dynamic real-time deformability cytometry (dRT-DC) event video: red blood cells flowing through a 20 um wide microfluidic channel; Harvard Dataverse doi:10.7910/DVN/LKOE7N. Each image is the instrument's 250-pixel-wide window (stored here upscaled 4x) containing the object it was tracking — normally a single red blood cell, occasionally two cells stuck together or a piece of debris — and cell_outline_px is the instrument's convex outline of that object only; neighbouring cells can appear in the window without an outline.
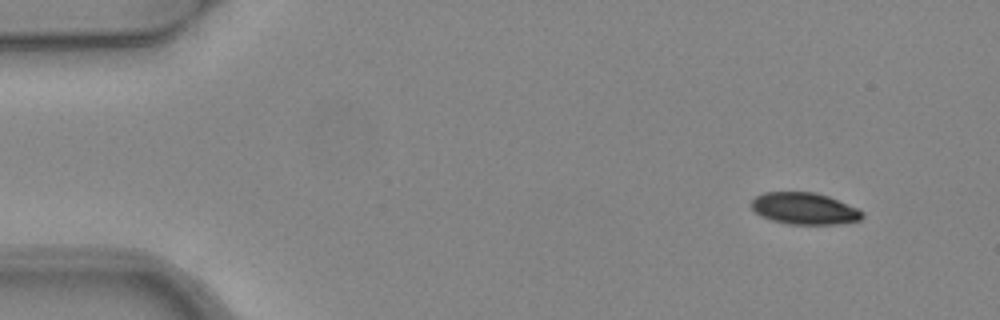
{"species": "common noctule bat (a hibernating species)", "species_latin": "Nyctalus noctula", "temperature_condition": "warm", "stored_images_in_passage": 4, "camera_frame_rate_fps": 3000, "um_per_image_px": 0.085, "animal": {"sex": "female", "body_mass_g": 24.6, "forearm_length_mm": 56.2}, "frame": {"image": 1, "passage_image": 1, "time_ms": 0.0, "image_size_px": [1000, 320], "cell_outline_px": [[864, 216], [860, 220], [836, 224], [788, 224], [772, 220], [760, 216], [752, 208], [752, 200], [756, 196], [764, 192], [816, 192], [828, 196], [856, 208], [864, 212]], "centroid_in_image_um": [68.37, 17.72], "position_along_channel_um": 16.6, "area_um2": 20.4}}
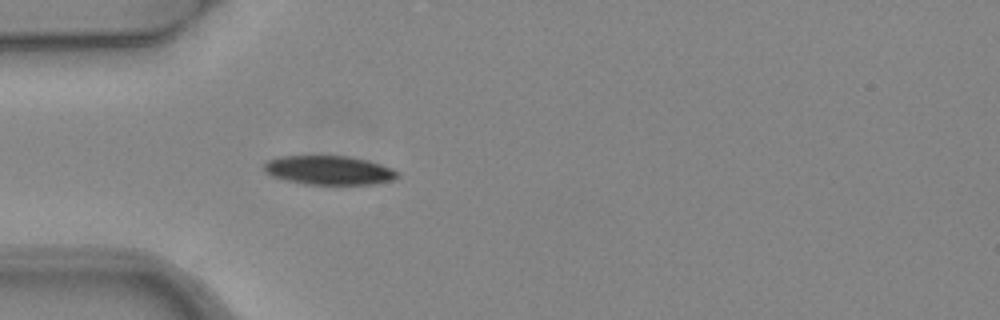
{"frame": {"image": 2, "passage_image": 4, "time_ms": 1.0, "image_size_px": [1000, 320], "cell_outline_px": [[400, 176], [396, 180], [376, 184], [304, 184], [284, 180], [272, 176], [264, 172], [264, 164], [268, 160], [280, 156], [348, 156], [368, 160], [392, 168], [400, 172]], "centroid_in_image_um": [28.0, 14.48], "position_along_channel_um": 57.0, "area_um2": 22.83}}